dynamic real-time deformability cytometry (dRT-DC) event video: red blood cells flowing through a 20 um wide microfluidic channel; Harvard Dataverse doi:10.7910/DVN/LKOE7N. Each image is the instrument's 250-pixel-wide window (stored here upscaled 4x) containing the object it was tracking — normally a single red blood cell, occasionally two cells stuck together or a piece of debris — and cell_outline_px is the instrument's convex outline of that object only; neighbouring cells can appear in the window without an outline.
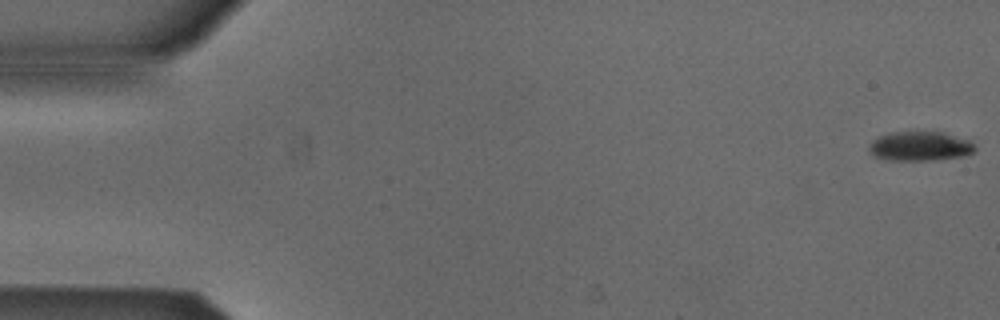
{"species": "Egyptian fruit bat (a non-hibernating species)", "species_latin": "Rousettus aegyptiacus", "temperature_condition": "cold", "stored_images_in_passage": 53, "camera_frame_rate_fps": 3000, "um_per_image_px": 0.085, "animal": {"sex": "male"}, "frame": {"image": 1, "passage_image": 1, "time_ms": 0.0, "image_size_px": [1000, 320], "cell_outline_px": [[976, 152], [964, 156], [940, 160], [888, 160], [876, 156], [868, 148], [868, 144], [872, 140], [880, 136], [892, 132], [940, 132], [968, 140], [976, 144]], "centroid_in_image_um": [78.24, 12.44], "position_along_channel_um": 6.8, "area_um2": 18.15}}
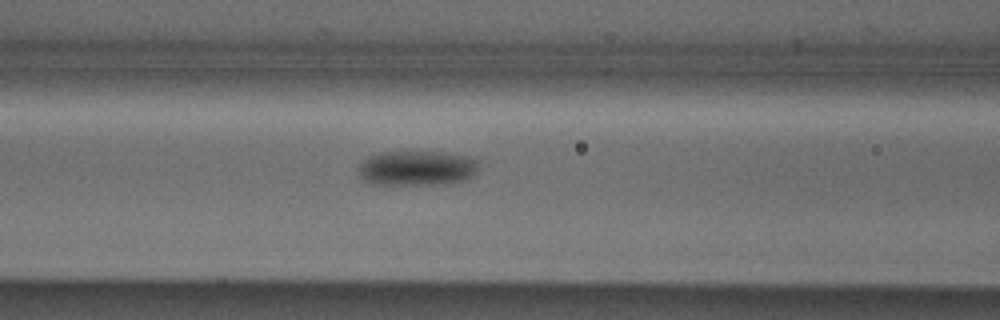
{"frame": {"image": 2, "passage_image": 22, "time_ms": 7.0, "image_size_px": [1000, 320], "cell_outline_px": [[476, 172], [472, 176], [464, 180], [444, 184], [368, 184], [360, 180], [356, 168], [368, 156], [380, 152], [440, 152], [468, 156], [476, 160]], "centroid_in_image_um": [35.34, 14.3], "position_along_channel_um": 131.3, "area_um2": 24.62}}
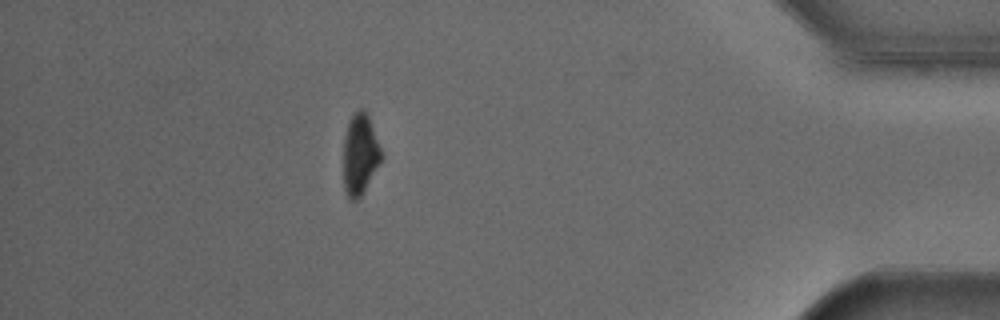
{"frame": {"image": 3, "passage_image": 47, "time_ms": 15.333, "image_size_px": [1000, 320], "cell_outline_px": [[384, 156], [360, 196], [356, 200], [352, 200], [344, 192], [344, 136], [348, 120], [360, 108], [364, 108], [368, 116]], "centroid_in_image_um": [30.6, 13.09], "position_along_channel_um": 404.6, "area_um2": 17.69}, "authors_computed_cell_mechanics": {"area_um2": 21.0392, "velocity_mm_per_s": 3.8806, "shape_relaxation_time_tau1_ms": 1.6213, "shape_relaxation_time_tau2_ms": null, "deformation_change_tau1": 0.0975, "deformation_change_tau2": null}}